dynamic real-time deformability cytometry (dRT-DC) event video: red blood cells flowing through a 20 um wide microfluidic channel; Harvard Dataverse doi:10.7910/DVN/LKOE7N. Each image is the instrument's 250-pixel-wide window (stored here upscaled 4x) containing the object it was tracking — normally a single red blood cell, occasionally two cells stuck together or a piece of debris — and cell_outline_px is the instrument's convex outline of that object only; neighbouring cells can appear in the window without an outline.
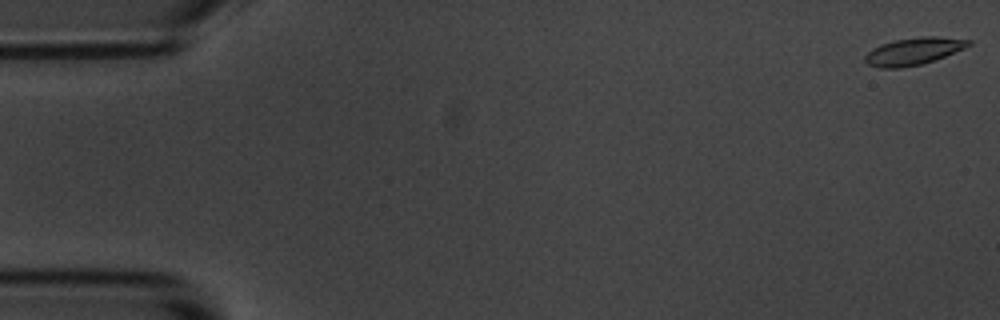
{"species": "common noctule bat (a hibernating species)", "species_latin": "Nyctalus noctula", "temperature_condition": "room temperature", "stored_images_in_passage": 51, "camera_frame_rate_fps": 3000, "um_per_image_px": 0.085, "animal": {"sex": "male", "body_mass_g": 20.1, "forearm_length_mm": 53.5}, "frame": {"image": 1, "passage_image": 1, "time_ms": 0.0, "image_size_px": [1000, 320], "cell_outline_px": [[972, 44], [964, 48], [936, 60], [920, 64], [900, 68], [880, 68], [868, 64], [864, 60], [864, 56], [872, 48], [880, 44], [892, 40], [924, 36], [936, 36], [972, 40]], "centroid_in_image_um": [77.64, 4.35], "position_along_channel_um": 7.4, "area_um2": 16.53}}
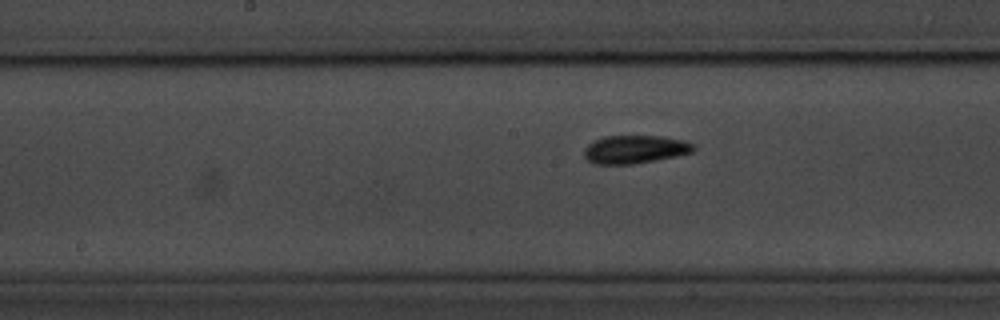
{"frame": {"image": 2, "passage_image": 28, "time_ms": 9.0, "image_size_px": [1000, 320], "cell_outline_px": [[696, 148], [692, 152], [676, 156], [632, 164], [596, 164], [588, 160], [584, 156], [584, 148], [588, 144], [604, 136], [664, 136], [684, 140], [696, 144]], "centroid_in_image_um": [54.0, 12.68], "position_along_channel_um": 194.2, "area_um2": 17.98}}
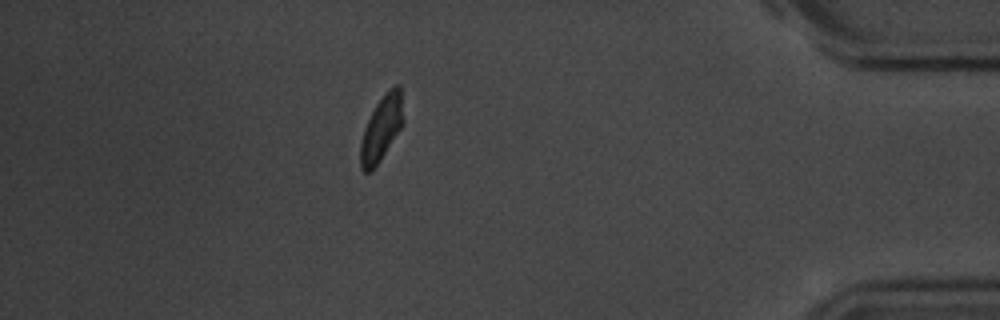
{"frame": {"image": 3, "passage_image": 49, "time_ms": 16.0, "image_size_px": [1000, 320], "cell_outline_px": [[404, 124], [372, 172], [364, 172], [360, 168], [360, 144], [364, 128], [376, 104], [396, 84], [400, 84], [404, 120]], "centroid_in_image_um": [32.43, 10.96], "position_along_channel_um": 402.8, "area_um2": 16.13}, "authors_computed_cell_mechanics": {"area_um2": 16.762, "velocity_mm_per_s": 3.615, "shape_relaxation_time_tau1_ms": 3.6196, "shape_relaxation_time_tau2_ms": 3.6449, "deformation_change_tau1": 0.123, "deformation_change_tau2": 0.086}}